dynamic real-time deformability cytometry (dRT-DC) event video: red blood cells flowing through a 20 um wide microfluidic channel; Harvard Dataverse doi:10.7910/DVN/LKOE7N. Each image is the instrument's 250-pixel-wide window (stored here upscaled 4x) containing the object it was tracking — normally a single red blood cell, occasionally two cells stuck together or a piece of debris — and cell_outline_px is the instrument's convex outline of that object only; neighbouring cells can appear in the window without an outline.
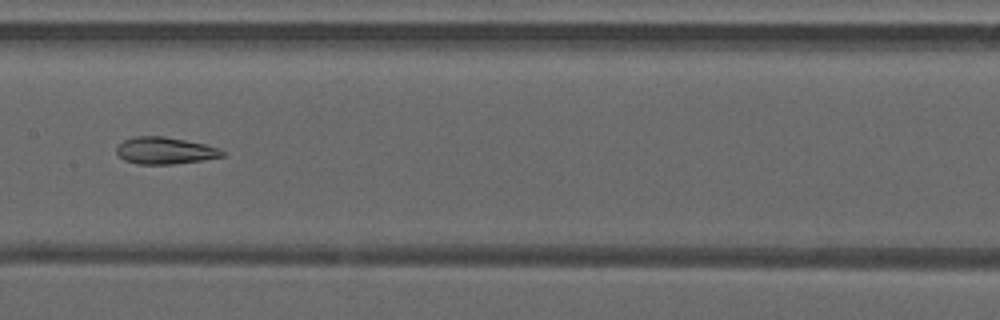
{"species": "common noctule bat (a hibernating species)", "species_latin": "Nyctalus noctula", "temperature_condition": "warm", "stored_images_in_passage": 33, "camera_frame_rate_fps": 3000, "um_per_image_px": 0.085, "animal": {"sex": "male", "forearm_length_mm": 52.5}, "frame": {"image": 1, "passage_image": 17, "time_ms": 5.333, "image_size_px": [1000, 320], "cell_outline_px": [[224, 156], [200, 160], [172, 164], [136, 164], [124, 160], [116, 152], [116, 148], [124, 140], [136, 136], [164, 136], [204, 144], [216, 148], [224, 152]], "centroid_in_image_um": [13.97, 12.8], "position_along_channel_um": 193.4, "area_um2": 16.3}}
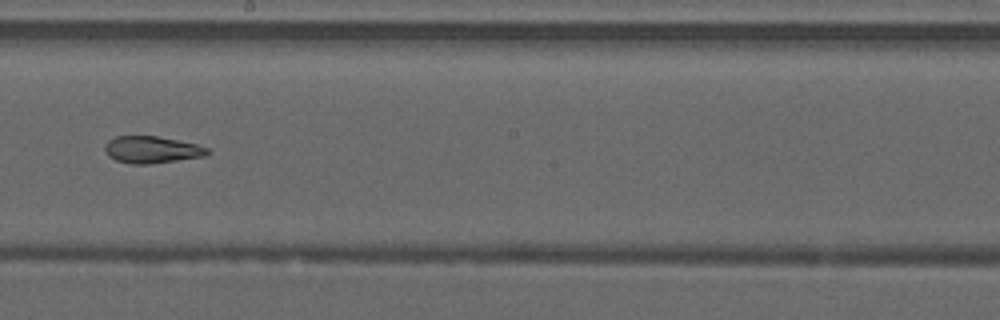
{"frame": {"image": 2, "passage_image": 20, "time_ms": 6.333, "image_size_px": [1000, 320], "cell_outline_px": [[212, 152], [204, 156], [148, 164], [132, 164], [116, 160], [108, 156], [104, 148], [104, 144], [108, 140], [116, 136], [156, 136], [196, 144], [208, 148]], "centroid_in_image_um": [12.88, 12.72], "position_along_channel_um": 235.3, "area_um2": 16.01}}
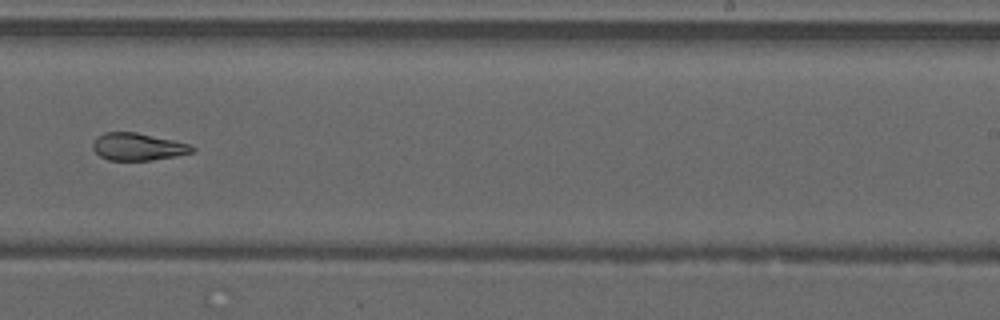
{"frame": {"image": 3, "passage_image": 23, "time_ms": 7.333, "image_size_px": [1000, 320], "cell_outline_px": [[196, 152], [176, 156], [152, 160], [108, 160], [100, 156], [92, 148], [92, 144], [96, 136], [104, 132], [136, 132], [192, 144], [196, 148]], "centroid_in_image_um": [11.75, 12.47], "position_along_channel_um": 277.3, "area_um2": 16.07}, "authors_computed_cell_mechanics": {"area_um2": 18.496, "velocity_mm_per_s": 4.221, "shape_relaxation_time_tau1_ms": null, "shape_relaxation_time_tau2_ms": 3.2543, "deformation_change_tau1": null, "deformation_change_tau2": 0.1021}}